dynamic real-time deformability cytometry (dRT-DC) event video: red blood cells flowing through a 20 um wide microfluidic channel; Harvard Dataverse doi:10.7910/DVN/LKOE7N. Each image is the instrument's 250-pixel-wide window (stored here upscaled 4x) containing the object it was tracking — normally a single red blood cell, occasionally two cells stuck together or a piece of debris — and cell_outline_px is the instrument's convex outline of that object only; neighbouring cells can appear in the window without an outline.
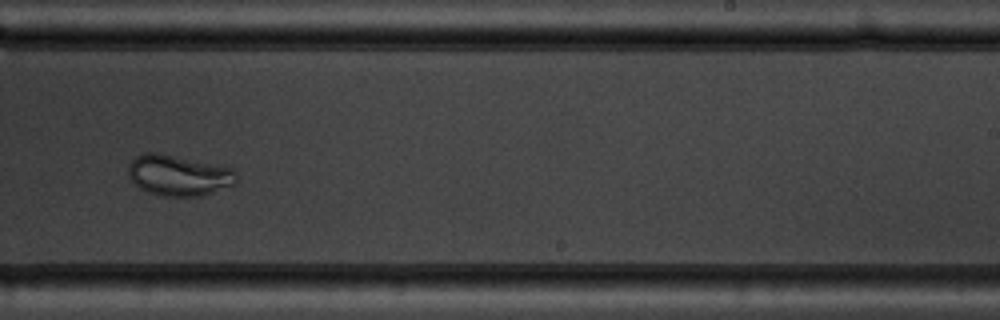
{"species": "common noctule bat (a hibernating species)", "species_latin": "Nyctalus noctula", "temperature_condition": "warm", "stored_images_in_passage": 12, "camera_frame_rate_fps": 3000, "um_per_image_px": 0.085, "animal": {"sex": "male", "body_mass_g": 19.5, "forearm_length_mm": 54.6}, "frame": {"image": 1, "passage_image": 9, "time_ms": 10.0, "image_size_px": [1000, 320], "cell_outline_px": [[236, 184], [204, 196], [160, 196], [148, 192], [140, 188], [128, 176], [128, 164], [136, 156], [144, 152], [156, 152], [232, 168], [236, 172]], "centroid_in_image_um": [15.17, 14.91], "position_along_channel_um": 273.8, "area_um2": 25.72}, "authors_computed_cell_mechanics": {"area_um2": 27.8307, "velocity_mm_per_s": 3.6843, "shape_relaxation_time_tau1_ms": 1.9799, "shape_relaxation_time_tau2_ms": null, "deformation_change_tau1": 0.0988, "deformation_change_tau2": null}}